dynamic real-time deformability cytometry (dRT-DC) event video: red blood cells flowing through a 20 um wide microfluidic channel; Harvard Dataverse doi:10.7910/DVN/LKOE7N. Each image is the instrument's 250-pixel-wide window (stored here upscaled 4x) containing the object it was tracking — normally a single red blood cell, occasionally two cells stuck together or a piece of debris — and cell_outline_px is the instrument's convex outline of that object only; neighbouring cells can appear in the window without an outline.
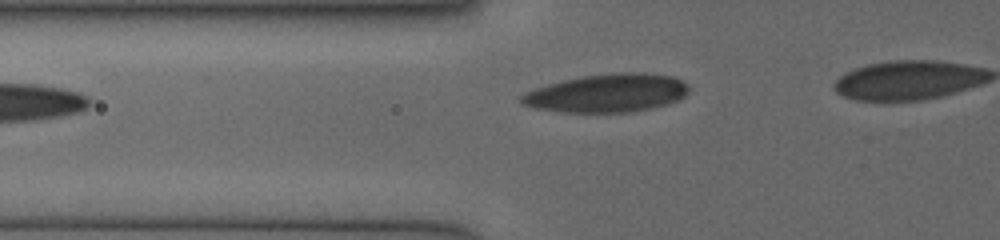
{"species": "human", "species_latin": "Homo sapiens", "temperature_condition": "cold", "stored_images_in_passage": 5, "camera_frame_rate_fps": 3000, "um_per_image_px": 0.085, "donor": {"sex": "female"}, "frame": {"image": 1, "passage_image": 5, "time_ms": 1.667, "image_size_px": [1000, 240], "cell_outline_px": [[688, 92], [684, 96], [668, 104], [652, 108], [628, 112], [560, 112], [536, 108], [520, 104], [520, 96], [524, 92], [548, 84], [580, 76], [612, 72], [640, 72], [672, 76], [680, 80], [688, 88]], "centroid_in_image_um": [51.56, 7.91], "position_along_channel_um": 74.2, "area_um2": 37.34}}